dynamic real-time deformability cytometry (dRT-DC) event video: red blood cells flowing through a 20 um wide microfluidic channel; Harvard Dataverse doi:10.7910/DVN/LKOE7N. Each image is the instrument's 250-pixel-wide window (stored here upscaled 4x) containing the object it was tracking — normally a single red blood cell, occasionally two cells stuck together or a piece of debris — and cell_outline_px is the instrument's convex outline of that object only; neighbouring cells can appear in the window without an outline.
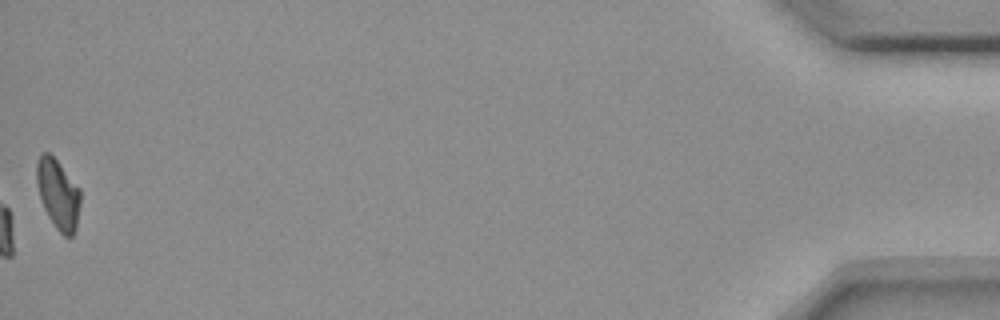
{"species": "common noctule bat (a hibernating species)", "species_latin": "Nyctalus noctula", "temperature_condition": "room temperature", "stored_images_in_passage": 56, "camera_frame_rate_fps": 3000, "um_per_image_px": 0.085, "animal": {"sex": "female", "body_mass_g": 18.4}, "frame": {"image": 1, "passage_image": 56, "time_ms": 18.333, "image_size_px": [1000, 320], "cell_outline_px": [[80, 204], [76, 228], [72, 236], [64, 236], [56, 228], [48, 216], [44, 208], [40, 196], [36, 180], [36, 164], [40, 152], [48, 152], [56, 160], [80, 188]], "centroid_in_image_um": [4.93, 16.49], "position_along_channel_um": 430.3, "area_um2": 17.69}, "authors_computed_cell_mechanics": {"area_um2": 20.1722, "velocity_mm_per_s": 3.624, "shape_relaxation_time_tau1_ms": 4.4457, "shape_relaxation_time_tau2_ms": 9.5535, "deformation_change_tau1": 0.1288, "deformation_change_tau2": 0.1443}}